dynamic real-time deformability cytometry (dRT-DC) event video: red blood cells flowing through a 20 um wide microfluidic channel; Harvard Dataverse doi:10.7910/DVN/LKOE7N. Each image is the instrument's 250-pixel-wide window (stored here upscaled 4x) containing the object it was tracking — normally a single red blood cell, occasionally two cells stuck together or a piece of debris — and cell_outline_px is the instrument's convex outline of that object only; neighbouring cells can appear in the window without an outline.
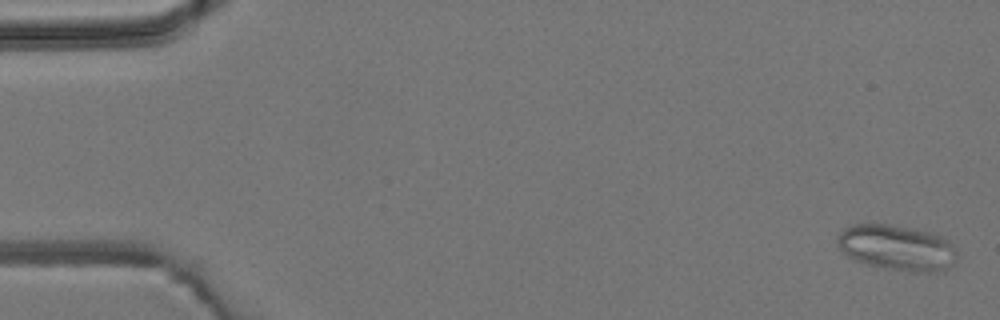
{"species": "common noctule bat (a hibernating species)", "species_latin": "Nyctalus noctula", "temperature_condition": "room temperature", "stored_images_in_passage": 4, "camera_frame_rate_fps": 3000, "um_per_image_px": 0.085, "animal": {"sex": "male", "body_mass_g": 19.2, "forearm_length_mm": 51.8}, "frame": {"image": 1, "passage_image": 1, "time_ms": 0.0, "image_size_px": [1000, 320], "cell_outline_px": [[956, 260], [944, 272], [908, 272], [884, 268], [852, 260], [836, 244], [836, 240], [840, 232], [844, 228], [852, 224], [888, 224], [916, 228], [940, 236], [948, 240], [956, 252]], "centroid_in_image_um": [76.23, 21.06], "position_along_channel_um": 8.8, "area_um2": 32.08}}
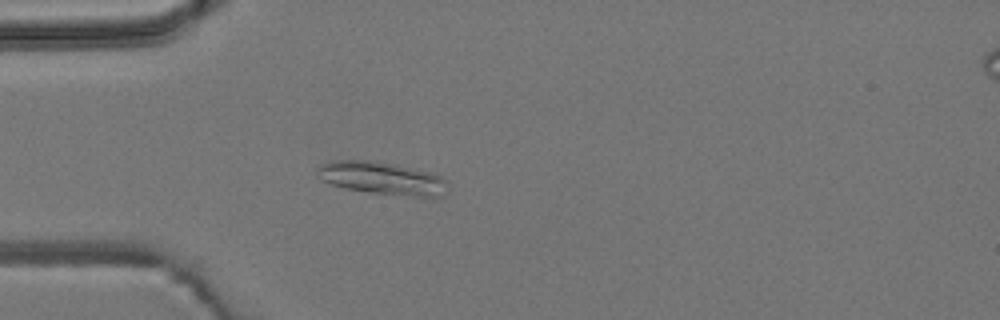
{"frame": {"image": 2, "passage_image": 4, "time_ms": 1.0, "image_size_px": [1000, 320], "cell_outline_px": [[444, 196], [416, 196], [368, 192], [344, 188], [332, 184], [324, 180], [316, 172], [316, 168], [320, 164], [332, 160], [368, 160], [396, 164], [428, 172], [440, 176], [444, 180]], "centroid_in_image_um": [32.4, 15.13], "position_along_channel_um": 52.6, "area_um2": 24.39}}